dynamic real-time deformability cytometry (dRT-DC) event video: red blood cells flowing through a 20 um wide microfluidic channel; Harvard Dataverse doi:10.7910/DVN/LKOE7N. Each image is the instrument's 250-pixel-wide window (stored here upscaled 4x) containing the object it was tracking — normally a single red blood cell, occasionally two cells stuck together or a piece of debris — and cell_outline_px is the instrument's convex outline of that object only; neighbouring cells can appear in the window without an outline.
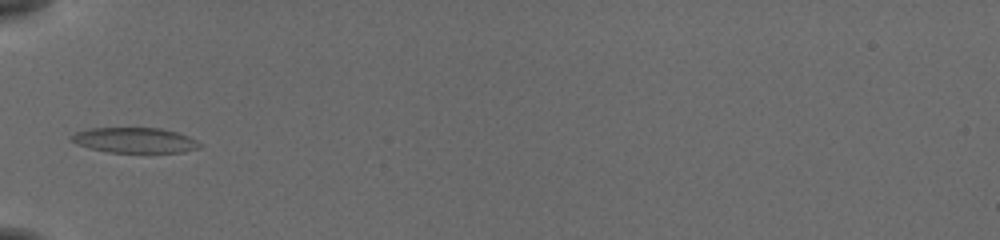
{"species": "common noctule bat (a hibernating species)", "species_latin": "Nyctalus noctula", "temperature_condition": "cold", "stored_images_in_passage": 2, "camera_frame_rate_fps": 3000, "um_per_image_px": 0.085, "animal": {"sex": "female", "body_mass_g": 19.5, "forearm_length_mm": 54.1}, "frame": {"image": 1, "passage_image": 1, "time_ms": 0.0, "image_size_px": [1000, 240], "cell_outline_px": [[200, 148], [184, 152], [108, 152], [76, 144], [68, 136], [76, 132], [92, 128], [160, 128], [176, 132], [188, 136], [196, 140], [200, 144]], "centroid_in_image_um": [11.45, 11.92], "position_along_channel_um": 73.5, "area_um2": 18.73}}